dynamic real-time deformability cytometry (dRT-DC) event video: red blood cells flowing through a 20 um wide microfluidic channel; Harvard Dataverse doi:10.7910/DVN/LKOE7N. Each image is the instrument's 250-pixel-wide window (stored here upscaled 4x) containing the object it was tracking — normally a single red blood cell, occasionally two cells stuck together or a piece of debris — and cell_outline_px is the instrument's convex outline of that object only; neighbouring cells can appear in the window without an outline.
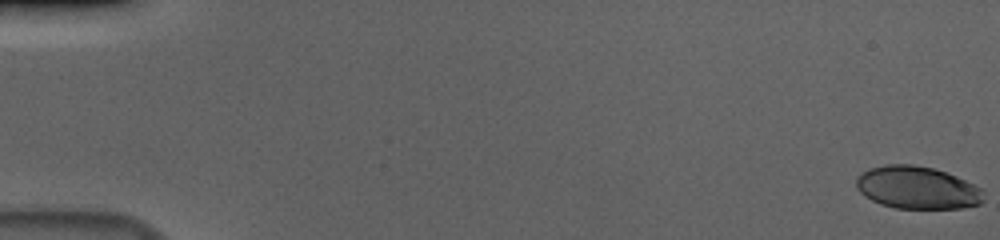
{"species": "human", "species_latin": "Homo sapiens", "temperature_condition": "cold", "stored_images_in_passage": 58, "camera_frame_rate_fps": 3000, "um_per_image_px": 0.085, "donor": {"sex": "male"}, "frame": {"image": 1, "passage_image": 1, "time_ms": 0.0, "image_size_px": [1000, 240], "cell_outline_px": [[984, 200], [980, 204], [960, 208], [896, 208], [880, 204], [864, 196], [856, 188], [856, 176], [868, 168], [884, 164], [912, 164], [932, 168], [956, 176], [980, 188], [984, 192]], "centroid_in_image_um": [77.92, 15.95], "position_along_channel_um": 7.1, "area_um2": 31.67}}
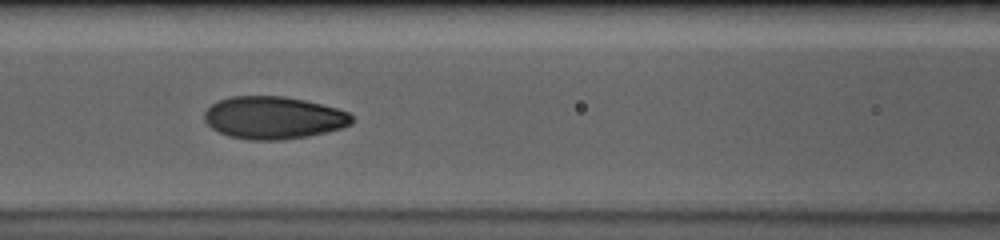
{"frame": {"image": 2, "passage_image": 27, "time_ms": 8.667, "image_size_px": [1000, 240], "cell_outline_px": [[352, 124], [344, 128], [308, 136], [280, 140], [252, 140], [228, 136], [212, 128], [204, 120], [204, 112], [212, 104], [220, 100], [232, 96], [284, 96], [304, 100], [336, 108], [348, 112], [352, 116]], "centroid_in_image_um": [23.26, 10.01], "position_along_channel_um": 143.3, "area_um2": 36.47}}
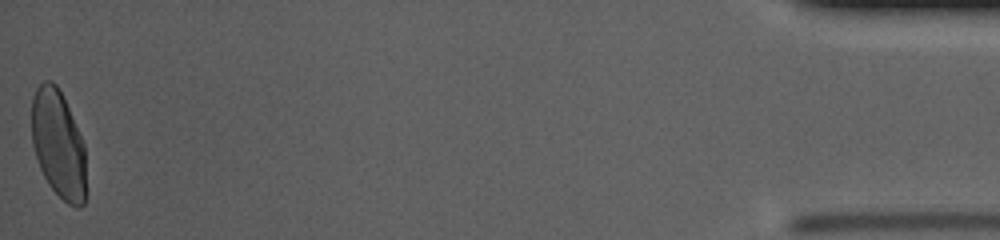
{"frame": {"image": 3, "passage_image": 58, "time_ms": 19.0, "image_size_px": [1000, 240], "cell_outline_px": [[84, 204], [80, 208], [76, 208], [68, 204], [48, 184], [40, 168], [32, 144], [32, 96], [36, 88], [44, 80], [52, 80], [56, 84], [68, 108], [84, 144]], "centroid_in_image_um": [4.93, 12.24], "position_along_channel_um": 430.3, "area_um2": 33.7}, "authors_computed_cell_mechanics": {"area_um2": 34.7089, "velocity_mm_per_s": 3.6587, "shape_relaxation_time_tau1_ms": 3.367, "shape_relaxation_time_tau2_ms": null, "deformation_change_tau1": 0.1651, "deformation_change_tau2": null}}